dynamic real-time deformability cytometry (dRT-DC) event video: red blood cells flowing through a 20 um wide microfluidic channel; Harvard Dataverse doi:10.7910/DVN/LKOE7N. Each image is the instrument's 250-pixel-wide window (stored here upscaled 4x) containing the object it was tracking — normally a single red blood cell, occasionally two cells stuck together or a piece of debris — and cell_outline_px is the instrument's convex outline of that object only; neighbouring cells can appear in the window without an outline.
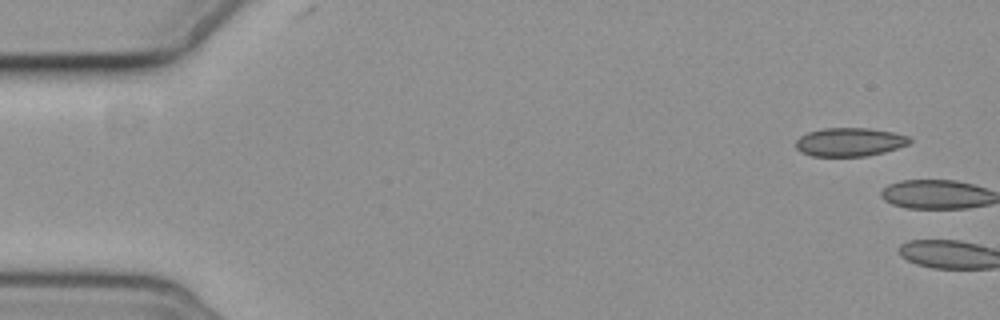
{"species": "common noctule bat (a hibernating species)", "species_latin": "Nyctalus noctula", "temperature_condition": "cold", "stored_images_in_passage": 2, "camera_frame_rate_fps": 3000, "um_per_image_px": 0.085, "animal": {"sex": "female", "body_mass_g": 19.3, "forearm_length_mm": 54.1}, "frame": {"image": 1, "passage_image": 1, "time_ms": 0.0, "image_size_px": [1000, 320], "cell_outline_px": [[912, 140], [908, 144], [884, 152], [868, 156], [812, 156], [800, 152], [796, 148], [796, 140], [800, 136], [808, 132], [824, 128], [868, 128], [892, 132], [908, 136]], "centroid_in_image_um": [72.2, 12.07], "position_along_channel_um": 12.8, "area_um2": 18.9}}